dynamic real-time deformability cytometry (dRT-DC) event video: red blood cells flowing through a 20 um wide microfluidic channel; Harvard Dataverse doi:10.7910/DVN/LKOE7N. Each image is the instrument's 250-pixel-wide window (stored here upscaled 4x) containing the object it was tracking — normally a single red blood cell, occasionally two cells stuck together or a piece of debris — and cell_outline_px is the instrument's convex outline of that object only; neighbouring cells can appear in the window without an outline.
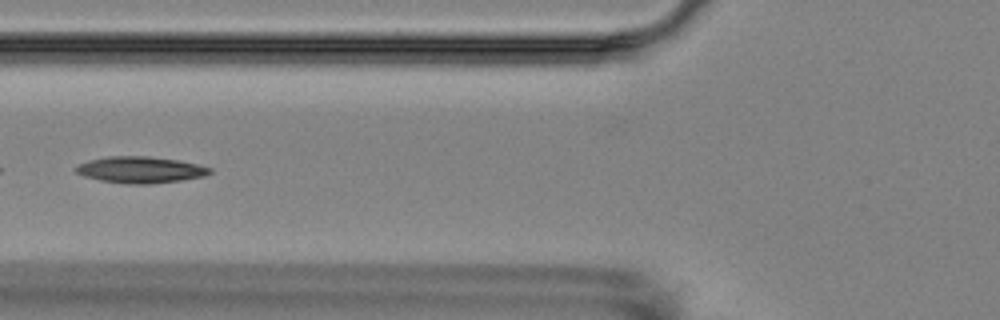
{"species": "Egyptian fruit bat (a non-hibernating species)", "species_latin": "Rousettus aegyptiacus", "temperature_condition": "room temperature", "stored_images_in_passage": 6, "camera_frame_rate_fps": 3000, "um_per_image_px": 0.085, "animal": {"sex": "female"}, "frame": {"image": 1, "passage_image": 6, "time_ms": 6.333, "image_size_px": [1000, 320], "cell_outline_px": [[212, 172], [204, 176], [180, 180], [148, 184], [128, 184], [100, 180], [84, 176], [76, 172], [76, 164], [88, 160], [108, 156], [148, 156], [180, 160], [212, 168]], "centroid_in_image_um": [11.92, 14.42], "position_along_channel_um": 113.9, "area_um2": 20.63}}